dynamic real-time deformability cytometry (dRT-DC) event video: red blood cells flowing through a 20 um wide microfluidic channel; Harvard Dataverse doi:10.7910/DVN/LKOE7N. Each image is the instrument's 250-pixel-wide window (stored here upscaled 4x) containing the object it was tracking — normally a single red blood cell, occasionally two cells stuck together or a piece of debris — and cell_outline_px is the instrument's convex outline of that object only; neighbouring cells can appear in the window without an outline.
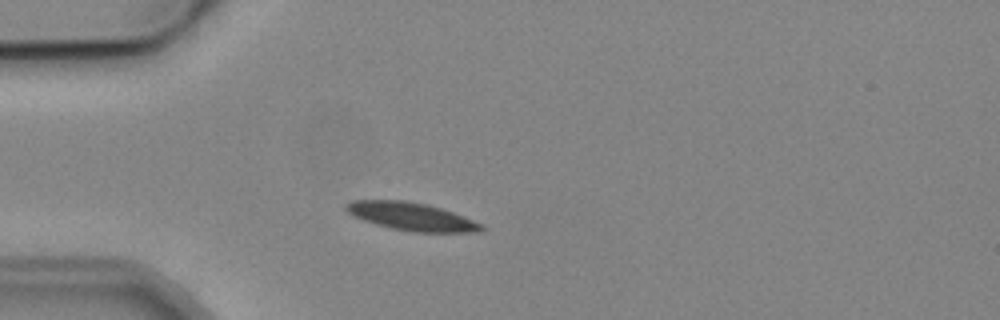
{"species": "common noctule bat (a hibernating species)", "species_latin": "Nyctalus noctula", "temperature_condition": "cold", "stored_images_in_passage": 2, "camera_frame_rate_fps": 3000, "um_per_image_px": 0.085, "animal": {"sex": "male", "body_mass_g": 19.2, "forearm_length_mm": 51.8}, "frame": {"image": 1, "passage_image": 1, "time_ms": 0.0, "image_size_px": [1000, 320], "cell_outline_px": [[488, 228], [480, 232], [412, 232], [392, 228], [376, 224], [364, 220], [348, 212], [344, 208], [344, 204], [352, 200], [404, 200], [428, 204], [452, 212], [484, 224]], "centroid_in_image_um": [35.02, 18.4], "position_along_channel_um": 50.0, "area_um2": 22.08}}